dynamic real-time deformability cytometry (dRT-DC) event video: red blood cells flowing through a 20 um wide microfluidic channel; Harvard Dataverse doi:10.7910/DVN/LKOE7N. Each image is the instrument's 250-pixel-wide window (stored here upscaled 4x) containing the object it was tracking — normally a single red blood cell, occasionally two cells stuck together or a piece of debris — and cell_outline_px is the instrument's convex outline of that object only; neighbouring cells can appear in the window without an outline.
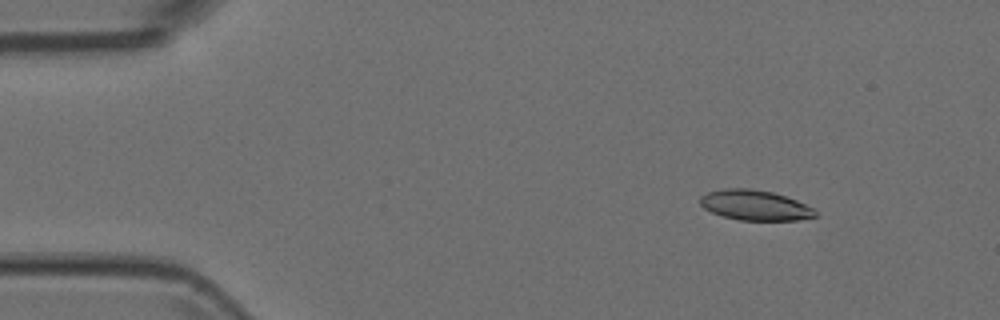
{"species": "Egyptian fruit bat (a non-hibernating species)", "species_latin": "Rousettus aegyptiacus", "temperature_condition": "room temperature", "stored_images_in_passage": 6, "camera_frame_rate_fps": 3000, "um_per_image_px": 0.085, "animal": {"sex": "female"}, "frame": {"image": 1, "passage_image": 2, "time_ms": 0.333, "image_size_px": [1000, 320], "cell_outline_px": [[820, 216], [800, 220], [740, 220], [724, 216], [712, 212], [704, 208], [700, 204], [700, 196], [708, 192], [724, 188], [752, 188], [772, 192], [796, 200], [812, 208]], "centroid_in_image_um": [64.18, 17.44], "position_along_channel_um": 20.8, "area_um2": 20.23}}
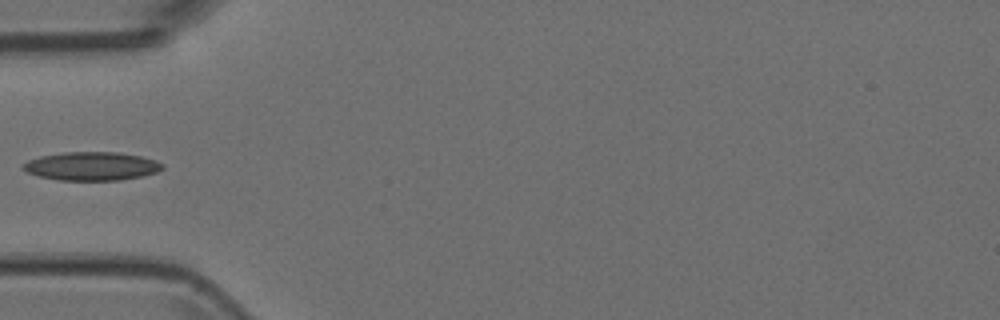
{"frame": {"image": 2, "passage_image": 5, "time_ms": 1.333, "image_size_px": [1000, 320], "cell_outline_px": [[164, 168], [156, 172], [144, 176], [120, 180], [60, 180], [40, 176], [28, 172], [20, 168], [28, 160], [40, 156], [64, 152], [120, 152], [140, 156], [156, 160], [164, 164]], "centroid_in_image_um": [7.82, 14.12], "position_along_channel_um": 77.2, "area_um2": 23.18}}
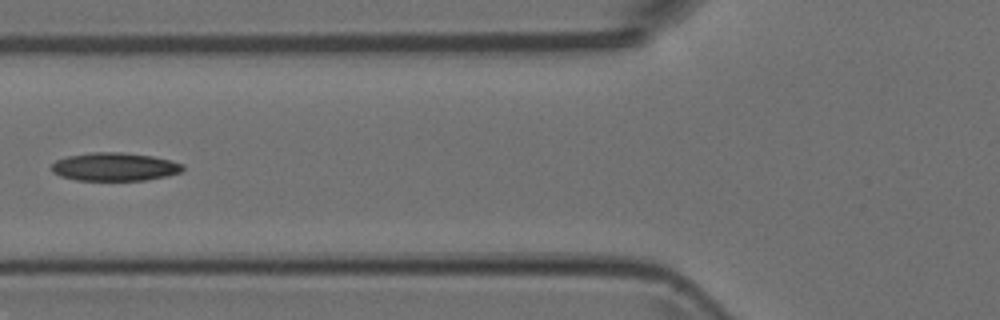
{"frame": {"image": 3, "passage_image": 6, "time_ms": 1.667, "image_size_px": [1000, 320], "cell_outline_px": [[184, 168], [180, 172], [168, 176], [144, 180], [76, 180], [60, 176], [52, 172], [52, 164], [56, 160], [68, 156], [92, 152], [124, 152], [152, 156], [172, 160], [184, 164]], "centroid_in_image_um": [9.76, 14.17], "position_along_channel_um": 116.0, "area_um2": 21.68}}